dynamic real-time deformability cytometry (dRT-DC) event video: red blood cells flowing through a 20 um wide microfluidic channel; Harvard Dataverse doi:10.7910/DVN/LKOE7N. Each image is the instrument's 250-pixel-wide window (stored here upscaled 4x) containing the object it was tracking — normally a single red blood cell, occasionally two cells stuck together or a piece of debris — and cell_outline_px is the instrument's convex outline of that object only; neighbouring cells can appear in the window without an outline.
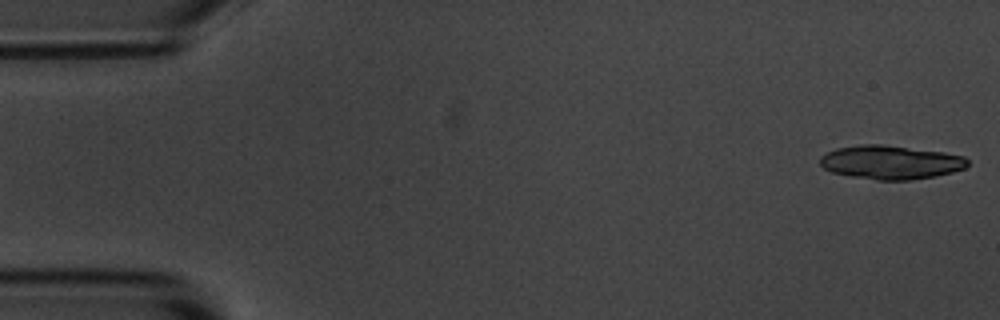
{"species": "common noctule bat (a hibernating species)", "species_latin": "Nyctalus noctula", "temperature_condition": "room temperature", "stored_images_in_passage": 56, "camera_frame_rate_fps": 3000, "um_per_image_px": 0.085, "animal": {"sex": "male", "body_mass_g": 20.1, "forearm_length_mm": 53.5}, "frame": {"image": 1, "passage_image": 1, "time_ms": 0.0, "image_size_px": [1000, 320], "cell_outline_px": [[968, 164], [964, 168], [952, 172], [936, 176], [912, 180], [876, 180], [852, 176], [832, 172], [824, 168], [820, 164], [820, 156], [836, 148], [860, 144], [884, 144], [944, 152], [964, 156], [968, 160]], "centroid_in_image_um": [75.71, 13.79], "position_along_channel_um": 9.3, "area_um2": 29.13}}
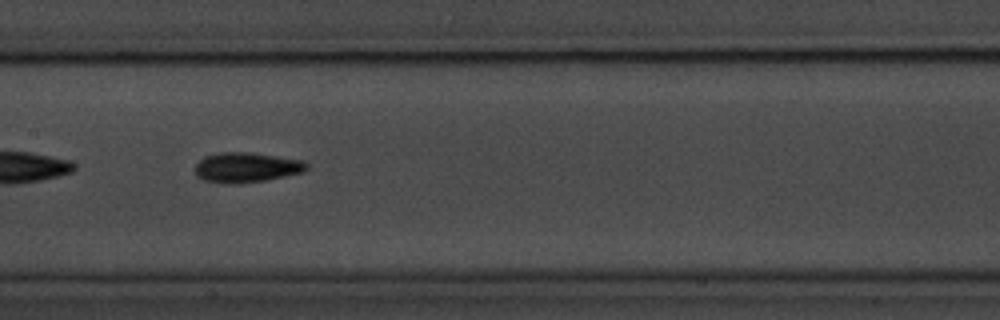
{"frame": {"image": 2, "passage_image": 27, "time_ms": 8.667, "image_size_px": [1000, 320], "cell_outline_px": [[308, 168], [304, 172], [264, 180], [236, 184], [228, 184], [204, 180], [196, 176], [196, 164], [204, 156], [220, 152], [248, 152], [300, 160], [308, 164]], "centroid_in_image_um": [20.92, 14.23], "position_along_channel_um": 186.5, "area_um2": 19.31}}
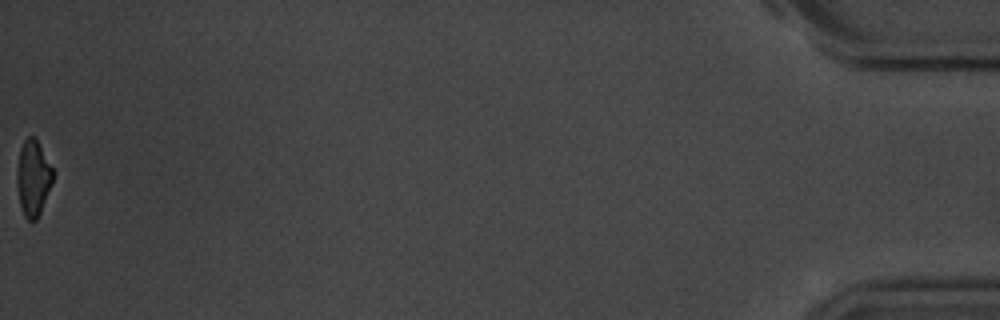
{"frame": {"image": 3, "passage_image": 56, "time_ms": 18.333, "image_size_px": [1000, 320], "cell_outline_px": [[52, 184], [40, 212], [36, 220], [28, 220], [24, 216], [20, 204], [16, 176], [16, 172], [20, 148], [24, 140], [28, 136], [36, 136], [52, 168]], "centroid_in_image_um": [2.8, 15.09], "position_along_channel_um": 432.4, "area_um2": 15.78}, "authors_computed_cell_mechanics": {"area_um2": 18.2359, "velocity_mm_per_s": 3.5987, "shape_relaxation_time_tau1_ms": 2.8072, "shape_relaxation_time_tau2_ms": 3.1764, "deformation_change_tau1": 0.113, "deformation_change_tau2": 0.1023}}